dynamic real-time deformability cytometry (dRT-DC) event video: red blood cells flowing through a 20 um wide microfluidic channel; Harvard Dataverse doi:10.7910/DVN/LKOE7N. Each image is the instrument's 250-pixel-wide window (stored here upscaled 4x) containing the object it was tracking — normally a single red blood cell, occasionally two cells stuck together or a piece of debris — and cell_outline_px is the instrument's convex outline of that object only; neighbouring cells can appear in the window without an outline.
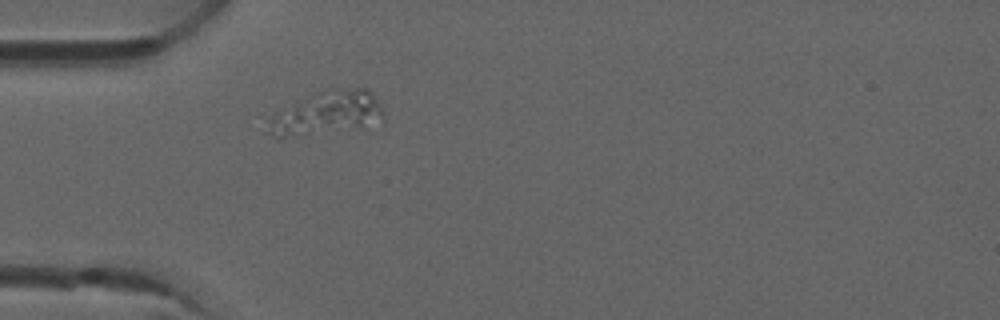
{"species": "common noctule bat (a hibernating species)", "species_latin": "Nyctalus noctula", "temperature_condition": "room temperature", "stored_images_in_passage": 1, "camera_frame_rate_fps": 3000, "um_per_image_px": 0.085, "animal": {"sex": "male", "forearm_length_mm": 52.5}, "frame": {"image": 1, "passage_image": 1, "time_ms": 0.0, "image_size_px": [1000, 320], "cell_outline_px": [[384, 120], [364, 128], [280, 140], [276, 140], [268, 132], [264, 116], [280, 108], [324, 88], [368, 88], [372, 92], [380, 104], [384, 112]], "centroid_in_image_um": [27.68, 9.66], "position_along_channel_um": 57.3, "area_um2": 31.27}}